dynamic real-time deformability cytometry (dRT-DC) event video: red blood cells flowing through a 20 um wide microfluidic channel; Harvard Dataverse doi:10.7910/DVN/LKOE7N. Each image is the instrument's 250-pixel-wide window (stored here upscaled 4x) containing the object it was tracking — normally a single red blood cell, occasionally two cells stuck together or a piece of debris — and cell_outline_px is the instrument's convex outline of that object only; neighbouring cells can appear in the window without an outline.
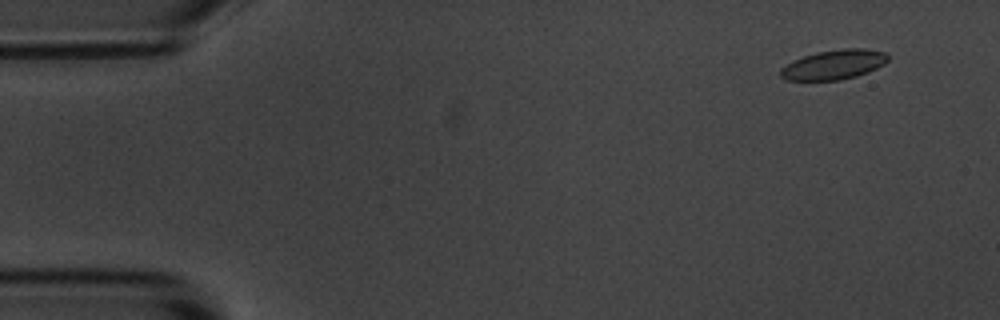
{"species": "common noctule bat (a hibernating species)", "species_latin": "Nyctalus noctula", "temperature_condition": "room temperature", "stored_images_in_passage": 57, "camera_frame_rate_fps": 3000, "um_per_image_px": 0.085, "animal": {"sex": "male", "body_mass_g": 20.1, "forearm_length_mm": 53.5}, "frame": {"image": 1, "passage_image": 5, "time_ms": 1.333, "image_size_px": [1000, 320], "cell_outline_px": [[888, 60], [884, 64], [868, 72], [856, 76], [840, 80], [788, 80], [780, 76], [780, 68], [804, 56], [816, 52], [844, 48], [864, 48], [888, 52]], "centroid_in_image_um": [70.92, 5.48], "position_along_channel_um": 14.1, "area_um2": 18.5}}
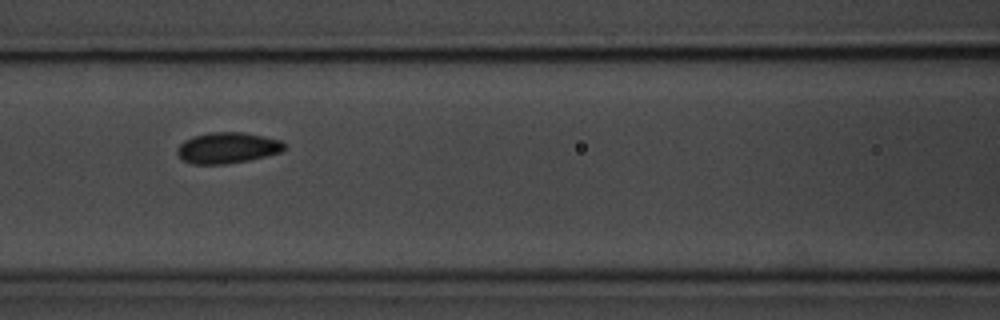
{"frame": {"image": 2, "passage_image": 25, "time_ms": 8.0, "image_size_px": [1000, 320], "cell_outline_px": [[284, 148], [280, 152], [248, 160], [224, 164], [192, 164], [184, 160], [176, 152], [176, 148], [184, 140], [192, 136], [208, 132], [244, 132], [264, 136], [280, 140], [284, 144]], "centroid_in_image_um": [19.29, 12.55], "position_along_channel_um": 147.3, "area_um2": 19.25}}
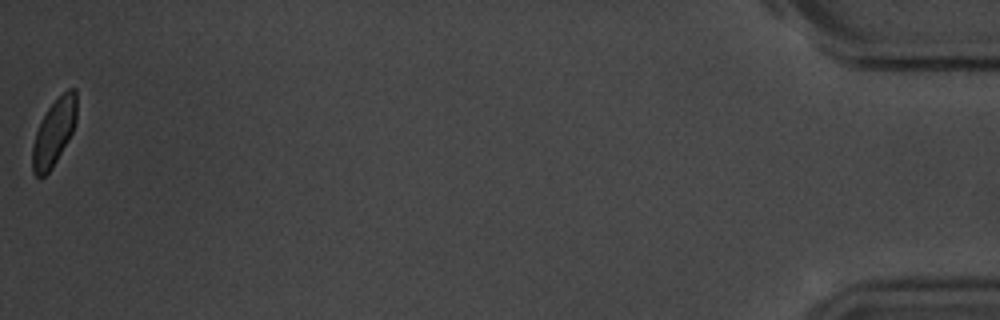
{"frame": {"image": 3, "passage_image": 57, "time_ms": 18.667, "image_size_px": [1000, 320], "cell_outline_px": [[76, 120], [72, 132], [52, 168], [44, 176], [36, 176], [32, 172], [32, 148], [36, 132], [48, 108], [68, 88], [76, 88]], "centroid_in_image_um": [4.59, 11.26], "position_along_channel_um": 430.6, "area_um2": 16.76}, "authors_computed_cell_mechanics": {"area_um2": 18.6694, "velocity_mm_per_s": 3.5732, "shape_relaxation_time_tau1_ms": null, "shape_relaxation_time_tau2_ms": 2.3993, "deformation_change_tau1": null, "deformation_change_tau2": 0.0589}}